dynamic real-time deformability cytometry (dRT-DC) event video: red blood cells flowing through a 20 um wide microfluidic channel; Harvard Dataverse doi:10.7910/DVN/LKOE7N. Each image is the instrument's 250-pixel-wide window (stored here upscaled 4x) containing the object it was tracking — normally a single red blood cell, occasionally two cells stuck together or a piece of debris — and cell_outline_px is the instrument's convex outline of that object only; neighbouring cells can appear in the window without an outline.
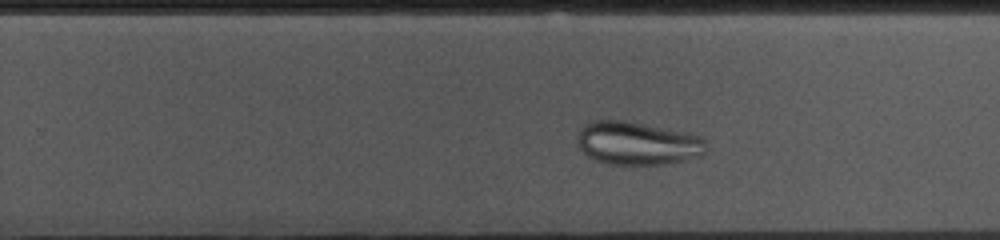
{"species": "common noctule bat (a hibernating species)", "species_latin": "Nyctalus noctula", "temperature_condition": "cold", "stored_images_in_passage": 36, "camera_frame_rate_fps": 3000, "um_per_image_px": 0.085, "animal": {"sex": "female", "body_mass_g": 10.0, "forearm_length_mm": 53.1}, "frame": {"image": 1, "passage_image": 26, "time_ms": 8.333, "image_size_px": [1000, 240], "cell_outline_px": [[708, 148], [700, 156], [668, 164], [608, 164], [596, 160], [588, 156], [576, 144], [576, 140], [584, 124], [592, 120], [624, 120], [700, 136], [704, 140]], "centroid_in_image_um": [54.15, 12.18], "position_along_channel_um": 275.6, "area_um2": 32.19}}
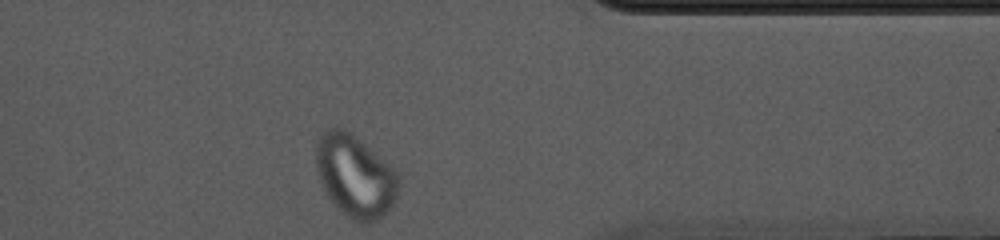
{"frame": {"image": 2, "passage_image": 36, "time_ms": 11.667, "image_size_px": [1000, 240], "cell_outline_px": [[400, 176], [396, 196], [392, 204], [384, 216], [376, 220], [364, 224], [360, 224], [352, 220], [324, 192], [320, 184], [316, 168], [316, 140], [328, 128], [344, 128], [352, 132], [388, 164]], "centroid_in_image_um": [30.16, 14.95], "position_along_channel_um": 381.2, "area_um2": 39.48}}